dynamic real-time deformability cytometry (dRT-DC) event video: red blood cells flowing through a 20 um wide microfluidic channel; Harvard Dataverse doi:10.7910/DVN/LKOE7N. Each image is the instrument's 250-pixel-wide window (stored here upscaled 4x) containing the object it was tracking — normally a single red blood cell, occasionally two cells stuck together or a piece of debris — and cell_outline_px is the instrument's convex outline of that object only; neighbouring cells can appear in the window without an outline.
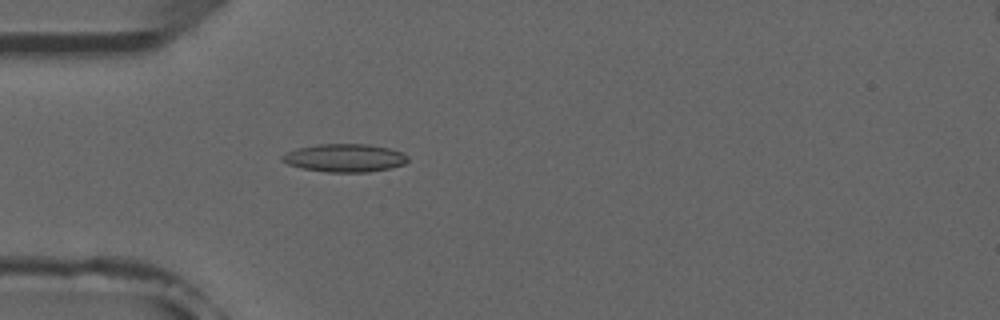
{"species": "common noctule bat (a hibernating species)", "species_latin": "Nyctalus noctula", "temperature_condition": "room temperature", "stored_images_in_passage": 1, "camera_frame_rate_fps": 3000, "um_per_image_px": 0.085, "animal": {"sex": "male", "forearm_length_mm": 52.5}, "frame": {"image": 1, "passage_image": 1, "time_ms": 0.0, "image_size_px": [1000, 320], "cell_outline_px": [[408, 160], [404, 164], [388, 168], [368, 172], [328, 172], [304, 168], [288, 164], [280, 160], [280, 156], [288, 152], [300, 148], [320, 144], [368, 144], [388, 148], [404, 152], [408, 156]], "centroid_in_image_um": [29.33, 13.42], "position_along_channel_um": 55.7, "area_um2": 20.35}}